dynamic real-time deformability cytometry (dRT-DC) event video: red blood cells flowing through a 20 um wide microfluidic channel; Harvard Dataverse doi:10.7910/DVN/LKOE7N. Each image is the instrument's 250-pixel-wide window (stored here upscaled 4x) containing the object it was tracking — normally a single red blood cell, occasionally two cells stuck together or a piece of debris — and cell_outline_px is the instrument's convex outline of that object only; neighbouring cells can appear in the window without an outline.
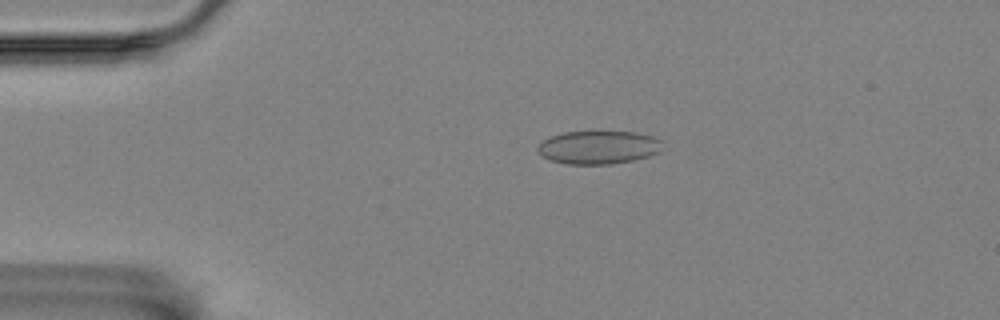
{"species": "Egyptian fruit bat (a non-hibernating species)", "species_latin": "Rousettus aegyptiacus", "temperature_condition": "room temperature", "stored_images_in_passage": 50, "camera_frame_rate_fps": 3000, "um_per_image_px": 0.085, "animal": {"sex": "female"}, "frame": {"image": 1, "passage_image": 5, "time_ms": 1.333, "image_size_px": [1000, 320], "cell_outline_px": [[660, 152], [648, 156], [632, 160], [612, 164], [564, 164], [548, 160], [540, 156], [536, 148], [544, 140], [552, 136], [564, 132], [636, 132], [652, 136], [660, 140]], "centroid_in_image_um": [50.82, 12.54], "position_along_channel_um": 34.2, "area_um2": 24.1}}
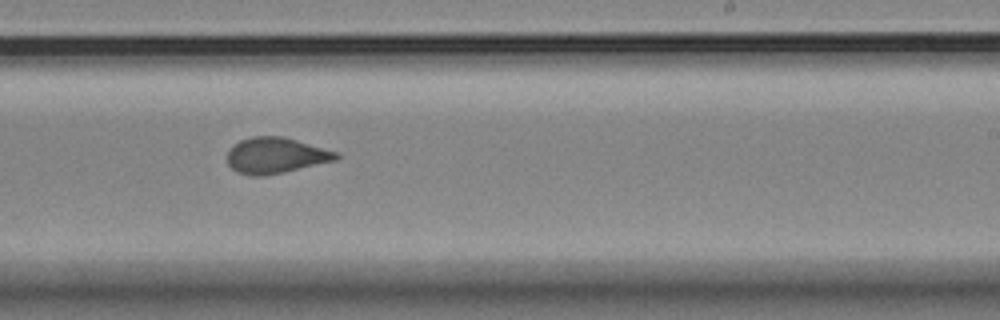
{"frame": {"image": 2, "passage_image": 28, "time_ms": 9.0, "image_size_px": [1000, 320], "cell_outline_px": [[340, 156], [336, 160], [284, 172], [264, 176], [248, 176], [236, 172], [228, 164], [228, 152], [240, 140], [252, 136], [284, 136], [340, 152]], "centroid_in_image_um": [23.47, 13.21], "position_along_channel_um": 265.5, "area_um2": 22.89}}
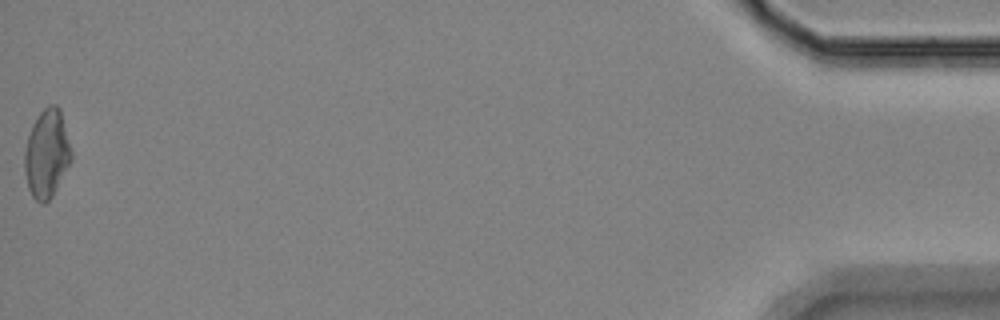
{"frame": {"image": 3, "passage_image": 50, "time_ms": 16.333, "image_size_px": [1000, 320], "cell_outline_px": [[72, 160], [52, 196], [44, 204], [40, 204], [32, 196], [28, 188], [24, 168], [24, 152], [28, 136], [32, 124], [40, 112], [48, 104], [56, 104], [60, 108], [72, 152]], "centroid_in_image_um": [3.97, 13.06], "position_along_channel_um": 431.2, "area_um2": 24.1}, "authors_computed_cell_mechanics": {"area_um2": 23.0044, "velocity_mm_per_s": 3.5265, "shape_relaxation_time_tau1_ms": null, "shape_relaxation_time_tau2_ms": 0.9178, "deformation_change_tau1": null, "deformation_change_tau2": 0.0645}}